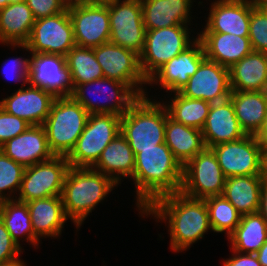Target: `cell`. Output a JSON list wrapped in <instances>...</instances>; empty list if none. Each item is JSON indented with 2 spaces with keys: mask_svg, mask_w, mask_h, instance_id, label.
I'll return each instance as SVG.
<instances>
[{
  "mask_svg": "<svg viewBox=\"0 0 267 266\" xmlns=\"http://www.w3.org/2000/svg\"><path fill=\"white\" fill-rule=\"evenodd\" d=\"M139 215L165 223L169 246L175 253L189 250L212 231L205 200L188 197L180 191L158 197Z\"/></svg>",
  "mask_w": 267,
  "mask_h": 266,
  "instance_id": "6da1fadb",
  "label": "cell"
},
{
  "mask_svg": "<svg viewBox=\"0 0 267 266\" xmlns=\"http://www.w3.org/2000/svg\"><path fill=\"white\" fill-rule=\"evenodd\" d=\"M182 168L165 143L157 148L139 149L131 179L138 214L158 197L180 191Z\"/></svg>",
  "mask_w": 267,
  "mask_h": 266,
  "instance_id": "7a4b0ae2",
  "label": "cell"
},
{
  "mask_svg": "<svg viewBox=\"0 0 267 266\" xmlns=\"http://www.w3.org/2000/svg\"><path fill=\"white\" fill-rule=\"evenodd\" d=\"M118 186L111 177L91 167L70 166L64 180L61 197L65 215L77 228L76 232L95 207L103 203Z\"/></svg>",
  "mask_w": 267,
  "mask_h": 266,
  "instance_id": "3957f363",
  "label": "cell"
},
{
  "mask_svg": "<svg viewBox=\"0 0 267 266\" xmlns=\"http://www.w3.org/2000/svg\"><path fill=\"white\" fill-rule=\"evenodd\" d=\"M166 119L165 106L160 100L153 99L148 91L121 116L120 133L135 156L139 149L157 148V145L165 143Z\"/></svg>",
  "mask_w": 267,
  "mask_h": 266,
  "instance_id": "277c9868",
  "label": "cell"
},
{
  "mask_svg": "<svg viewBox=\"0 0 267 266\" xmlns=\"http://www.w3.org/2000/svg\"><path fill=\"white\" fill-rule=\"evenodd\" d=\"M89 113L72 97H56L45 129L50 150L55 156H67L74 148L87 123Z\"/></svg>",
  "mask_w": 267,
  "mask_h": 266,
  "instance_id": "5b68a950",
  "label": "cell"
},
{
  "mask_svg": "<svg viewBox=\"0 0 267 266\" xmlns=\"http://www.w3.org/2000/svg\"><path fill=\"white\" fill-rule=\"evenodd\" d=\"M71 97L89 114L119 116H123L140 98L127 84L109 78L79 84L73 88Z\"/></svg>",
  "mask_w": 267,
  "mask_h": 266,
  "instance_id": "8992f818",
  "label": "cell"
},
{
  "mask_svg": "<svg viewBox=\"0 0 267 266\" xmlns=\"http://www.w3.org/2000/svg\"><path fill=\"white\" fill-rule=\"evenodd\" d=\"M190 26L180 24L166 28L146 30L145 45L140 55V67L147 80L161 66L185 51L198 39V35L196 37L191 35V33H198L192 31L195 28L190 29Z\"/></svg>",
  "mask_w": 267,
  "mask_h": 266,
  "instance_id": "52a82bcc",
  "label": "cell"
},
{
  "mask_svg": "<svg viewBox=\"0 0 267 266\" xmlns=\"http://www.w3.org/2000/svg\"><path fill=\"white\" fill-rule=\"evenodd\" d=\"M121 116L89 114L74 148L66 156L71 167H92L106 146L120 133Z\"/></svg>",
  "mask_w": 267,
  "mask_h": 266,
  "instance_id": "ba28073f",
  "label": "cell"
},
{
  "mask_svg": "<svg viewBox=\"0 0 267 266\" xmlns=\"http://www.w3.org/2000/svg\"><path fill=\"white\" fill-rule=\"evenodd\" d=\"M225 179L214 152L205 148L183 166L180 192L199 199L219 196L223 194Z\"/></svg>",
  "mask_w": 267,
  "mask_h": 266,
  "instance_id": "9c48e42d",
  "label": "cell"
},
{
  "mask_svg": "<svg viewBox=\"0 0 267 266\" xmlns=\"http://www.w3.org/2000/svg\"><path fill=\"white\" fill-rule=\"evenodd\" d=\"M69 168L66 156H54L50 160L26 167L15 199L27 203L50 196H61Z\"/></svg>",
  "mask_w": 267,
  "mask_h": 266,
  "instance_id": "30bf717a",
  "label": "cell"
},
{
  "mask_svg": "<svg viewBox=\"0 0 267 266\" xmlns=\"http://www.w3.org/2000/svg\"><path fill=\"white\" fill-rule=\"evenodd\" d=\"M104 78L127 84L139 97L145 95L148 80L140 67V56L135 52L107 42L93 48Z\"/></svg>",
  "mask_w": 267,
  "mask_h": 266,
  "instance_id": "8fae6325",
  "label": "cell"
},
{
  "mask_svg": "<svg viewBox=\"0 0 267 266\" xmlns=\"http://www.w3.org/2000/svg\"><path fill=\"white\" fill-rule=\"evenodd\" d=\"M226 178L263 175V146L255 135L217 144L210 148Z\"/></svg>",
  "mask_w": 267,
  "mask_h": 266,
  "instance_id": "7c38bea8",
  "label": "cell"
},
{
  "mask_svg": "<svg viewBox=\"0 0 267 266\" xmlns=\"http://www.w3.org/2000/svg\"><path fill=\"white\" fill-rule=\"evenodd\" d=\"M25 45L30 53L66 56L76 45L73 24L66 8L63 12L35 20Z\"/></svg>",
  "mask_w": 267,
  "mask_h": 266,
  "instance_id": "4fadbf2b",
  "label": "cell"
},
{
  "mask_svg": "<svg viewBox=\"0 0 267 266\" xmlns=\"http://www.w3.org/2000/svg\"><path fill=\"white\" fill-rule=\"evenodd\" d=\"M109 42L141 55L146 29L140 0H121L109 5Z\"/></svg>",
  "mask_w": 267,
  "mask_h": 266,
  "instance_id": "5bb4252c",
  "label": "cell"
},
{
  "mask_svg": "<svg viewBox=\"0 0 267 266\" xmlns=\"http://www.w3.org/2000/svg\"><path fill=\"white\" fill-rule=\"evenodd\" d=\"M74 31L75 44L95 48L110 40L109 5H91L79 0L67 6Z\"/></svg>",
  "mask_w": 267,
  "mask_h": 266,
  "instance_id": "9a60e30c",
  "label": "cell"
},
{
  "mask_svg": "<svg viewBox=\"0 0 267 266\" xmlns=\"http://www.w3.org/2000/svg\"><path fill=\"white\" fill-rule=\"evenodd\" d=\"M206 59L202 42L197 39L190 47L160 67L149 79L148 86L157 85L166 93L179 92ZM153 84V85H152Z\"/></svg>",
  "mask_w": 267,
  "mask_h": 266,
  "instance_id": "2e32d148",
  "label": "cell"
},
{
  "mask_svg": "<svg viewBox=\"0 0 267 266\" xmlns=\"http://www.w3.org/2000/svg\"><path fill=\"white\" fill-rule=\"evenodd\" d=\"M28 83L55 97H71L73 92L66 58L61 55L31 53Z\"/></svg>",
  "mask_w": 267,
  "mask_h": 266,
  "instance_id": "e0dca14e",
  "label": "cell"
},
{
  "mask_svg": "<svg viewBox=\"0 0 267 266\" xmlns=\"http://www.w3.org/2000/svg\"><path fill=\"white\" fill-rule=\"evenodd\" d=\"M256 6V0H213L208 8V17L204 23L206 25L199 32L248 37L250 12Z\"/></svg>",
  "mask_w": 267,
  "mask_h": 266,
  "instance_id": "ac0fdd59",
  "label": "cell"
},
{
  "mask_svg": "<svg viewBox=\"0 0 267 266\" xmlns=\"http://www.w3.org/2000/svg\"><path fill=\"white\" fill-rule=\"evenodd\" d=\"M179 93L184 97L210 103L227 100L231 93L229 69L205 59Z\"/></svg>",
  "mask_w": 267,
  "mask_h": 266,
  "instance_id": "d6986e66",
  "label": "cell"
},
{
  "mask_svg": "<svg viewBox=\"0 0 267 266\" xmlns=\"http://www.w3.org/2000/svg\"><path fill=\"white\" fill-rule=\"evenodd\" d=\"M10 96L0 100V107L30 125H42L49 115L55 96L42 88L31 86L14 90Z\"/></svg>",
  "mask_w": 267,
  "mask_h": 266,
  "instance_id": "ffe728a7",
  "label": "cell"
},
{
  "mask_svg": "<svg viewBox=\"0 0 267 266\" xmlns=\"http://www.w3.org/2000/svg\"><path fill=\"white\" fill-rule=\"evenodd\" d=\"M0 149L25 168L55 156L49 148L42 125H30L25 132L7 141Z\"/></svg>",
  "mask_w": 267,
  "mask_h": 266,
  "instance_id": "44dd1931",
  "label": "cell"
},
{
  "mask_svg": "<svg viewBox=\"0 0 267 266\" xmlns=\"http://www.w3.org/2000/svg\"><path fill=\"white\" fill-rule=\"evenodd\" d=\"M206 148L237 141L246 134L241 129L231 100L211 103L205 124L201 129Z\"/></svg>",
  "mask_w": 267,
  "mask_h": 266,
  "instance_id": "7402d4cb",
  "label": "cell"
},
{
  "mask_svg": "<svg viewBox=\"0 0 267 266\" xmlns=\"http://www.w3.org/2000/svg\"><path fill=\"white\" fill-rule=\"evenodd\" d=\"M197 35L206 59L228 69L253 51L249 37L218 32H199Z\"/></svg>",
  "mask_w": 267,
  "mask_h": 266,
  "instance_id": "603a6c76",
  "label": "cell"
},
{
  "mask_svg": "<svg viewBox=\"0 0 267 266\" xmlns=\"http://www.w3.org/2000/svg\"><path fill=\"white\" fill-rule=\"evenodd\" d=\"M146 30L180 24L194 25L191 8L195 0H140ZM191 10V11H190Z\"/></svg>",
  "mask_w": 267,
  "mask_h": 266,
  "instance_id": "cb8c5ba5",
  "label": "cell"
},
{
  "mask_svg": "<svg viewBox=\"0 0 267 266\" xmlns=\"http://www.w3.org/2000/svg\"><path fill=\"white\" fill-rule=\"evenodd\" d=\"M34 234L40 239H60L69 220L64 212L61 196H50L27 202Z\"/></svg>",
  "mask_w": 267,
  "mask_h": 266,
  "instance_id": "d4e9b609",
  "label": "cell"
},
{
  "mask_svg": "<svg viewBox=\"0 0 267 266\" xmlns=\"http://www.w3.org/2000/svg\"><path fill=\"white\" fill-rule=\"evenodd\" d=\"M135 155L126 138L119 133L103 150L98 161L91 167L111 177L118 185L123 179L133 178Z\"/></svg>",
  "mask_w": 267,
  "mask_h": 266,
  "instance_id": "484cf974",
  "label": "cell"
},
{
  "mask_svg": "<svg viewBox=\"0 0 267 266\" xmlns=\"http://www.w3.org/2000/svg\"><path fill=\"white\" fill-rule=\"evenodd\" d=\"M231 91H267V53L252 51L229 68Z\"/></svg>",
  "mask_w": 267,
  "mask_h": 266,
  "instance_id": "4316f807",
  "label": "cell"
},
{
  "mask_svg": "<svg viewBox=\"0 0 267 266\" xmlns=\"http://www.w3.org/2000/svg\"><path fill=\"white\" fill-rule=\"evenodd\" d=\"M229 99L241 129L256 135L267 115V91H231Z\"/></svg>",
  "mask_w": 267,
  "mask_h": 266,
  "instance_id": "83f0119b",
  "label": "cell"
},
{
  "mask_svg": "<svg viewBox=\"0 0 267 266\" xmlns=\"http://www.w3.org/2000/svg\"><path fill=\"white\" fill-rule=\"evenodd\" d=\"M165 144L182 167L206 148L201 130L174 121L168 113Z\"/></svg>",
  "mask_w": 267,
  "mask_h": 266,
  "instance_id": "f1b7e54d",
  "label": "cell"
},
{
  "mask_svg": "<svg viewBox=\"0 0 267 266\" xmlns=\"http://www.w3.org/2000/svg\"><path fill=\"white\" fill-rule=\"evenodd\" d=\"M34 22L26 1L9 3L0 11V44H25Z\"/></svg>",
  "mask_w": 267,
  "mask_h": 266,
  "instance_id": "f546056e",
  "label": "cell"
},
{
  "mask_svg": "<svg viewBox=\"0 0 267 266\" xmlns=\"http://www.w3.org/2000/svg\"><path fill=\"white\" fill-rule=\"evenodd\" d=\"M264 181L263 175L229 177L222 195L241 215L257 213Z\"/></svg>",
  "mask_w": 267,
  "mask_h": 266,
  "instance_id": "4dcf8cb0",
  "label": "cell"
},
{
  "mask_svg": "<svg viewBox=\"0 0 267 266\" xmlns=\"http://www.w3.org/2000/svg\"><path fill=\"white\" fill-rule=\"evenodd\" d=\"M0 218L19 247L22 245L21 242L26 241L31 247L39 248L42 240L34 234L27 203L16 199L1 201Z\"/></svg>",
  "mask_w": 267,
  "mask_h": 266,
  "instance_id": "1f68e13d",
  "label": "cell"
},
{
  "mask_svg": "<svg viewBox=\"0 0 267 266\" xmlns=\"http://www.w3.org/2000/svg\"><path fill=\"white\" fill-rule=\"evenodd\" d=\"M226 238L231 250L255 254L267 241V225L258 212L241 215L240 223Z\"/></svg>",
  "mask_w": 267,
  "mask_h": 266,
  "instance_id": "d6a6232c",
  "label": "cell"
},
{
  "mask_svg": "<svg viewBox=\"0 0 267 266\" xmlns=\"http://www.w3.org/2000/svg\"><path fill=\"white\" fill-rule=\"evenodd\" d=\"M167 98L169 99L165 101V97L161 102L171 119L198 130L203 128L211 106L210 102L184 97L179 92L171 93Z\"/></svg>",
  "mask_w": 267,
  "mask_h": 266,
  "instance_id": "836d02e7",
  "label": "cell"
},
{
  "mask_svg": "<svg viewBox=\"0 0 267 266\" xmlns=\"http://www.w3.org/2000/svg\"><path fill=\"white\" fill-rule=\"evenodd\" d=\"M73 88L79 84L104 78L93 48L75 45L65 56Z\"/></svg>",
  "mask_w": 267,
  "mask_h": 266,
  "instance_id": "e575fe53",
  "label": "cell"
},
{
  "mask_svg": "<svg viewBox=\"0 0 267 266\" xmlns=\"http://www.w3.org/2000/svg\"><path fill=\"white\" fill-rule=\"evenodd\" d=\"M204 200L212 232L224 233L228 237L240 223L241 214L223 195L211 196Z\"/></svg>",
  "mask_w": 267,
  "mask_h": 266,
  "instance_id": "d590c367",
  "label": "cell"
},
{
  "mask_svg": "<svg viewBox=\"0 0 267 266\" xmlns=\"http://www.w3.org/2000/svg\"><path fill=\"white\" fill-rule=\"evenodd\" d=\"M24 171L23 165L13 161L0 149V202L16 198Z\"/></svg>",
  "mask_w": 267,
  "mask_h": 266,
  "instance_id": "8d00e7d4",
  "label": "cell"
},
{
  "mask_svg": "<svg viewBox=\"0 0 267 266\" xmlns=\"http://www.w3.org/2000/svg\"><path fill=\"white\" fill-rule=\"evenodd\" d=\"M7 47H10L9 49L16 48L18 47L19 49L21 48L24 51L28 52L27 58L24 56L20 57H10V59H6L5 62L3 61V67L1 69L3 76L7 78L6 80H9L12 82L16 81L22 82L21 83V88L26 86L29 82V67H30V51L29 47L25 44H6Z\"/></svg>",
  "mask_w": 267,
  "mask_h": 266,
  "instance_id": "74e56055",
  "label": "cell"
},
{
  "mask_svg": "<svg viewBox=\"0 0 267 266\" xmlns=\"http://www.w3.org/2000/svg\"><path fill=\"white\" fill-rule=\"evenodd\" d=\"M248 37L253 51L267 53V13L258 5L250 12Z\"/></svg>",
  "mask_w": 267,
  "mask_h": 266,
  "instance_id": "f35d334b",
  "label": "cell"
},
{
  "mask_svg": "<svg viewBox=\"0 0 267 266\" xmlns=\"http://www.w3.org/2000/svg\"><path fill=\"white\" fill-rule=\"evenodd\" d=\"M30 124L25 120L6 112L0 107V147L10 139L25 132Z\"/></svg>",
  "mask_w": 267,
  "mask_h": 266,
  "instance_id": "ab89813d",
  "label": "cell"
},
{
  "mask_svg": "<svg viewBox=\"0 0 267 266\" xmlns=\"http://www.w3.org/2000/svg\"><path fill=\"white\" fill-rule=\"evenodd\" d=\"M24 248L19 247L11 238L10 233L0 218V264H6L15 260H20Z\"/></svg>",
  "mask_w": 267,
  "mask_h": 266,
  "instance_id": "60d3db41",
  "label": "cell"
},
{
  "mask_svg": "<svg viewBox=\"0 0 267 266\" xmlns=\"http://www.w3.org/2000/svg\"><path fill=\"white\" fill-rule=\"evenodd\" d=\"M35 20L63 12L69 0H26Z\"/></svg>",
  "mask_w": 267,
  "mask_h": 266,
  "instance_id": "b9f144b4",
  "label": "cell"
},
{
  "mask_svg": "<svg viewBox=\"0 0 267 266\" xmlns=\"http://www.w3.org/2000/svg\"><path fill=\"white\" fill-rule=\"evenodd\" d=\"M231 251L233 253L231 257L224 258V261L221 262L223 266H262L255 254Z\"/></svg>",
  "mask_w": 267,
  "mask_h": 266,
  "instance_id": "7bdbcfd3",
  "label": "cell"
},
{
  "mask_svg": "<svg viewBox=\"0 0 267 266\" xmlns=\"http://www.w3.org/2000/svg\"><path fill=\"white\" fill-rule=\"evenodd\" d=\"M258 213L263 217L267 225V182L264 181L260 190Z\"/></svg>",
  "mask_w": 267,
  "mask_h": 266,
  "instance_id": "ee69618b",
  "label": "cell"
},
{
  "mask_svg": "<svg viewBox=\"0 0 267 266\" xmlns=\"http://www.w3.org/2000/svg\"><path fill=\"white\" fill-rule=\"evenodd\" d=\"M256 139L260 142L263 148H267V115L264 119L263 125L255 135Z\"/></svg>",
  "mask_w": 267,
  "mask_h": 266,
  "instance_id": "f6af8a7d",
  "label": "cell"
},
{
  "mask_svg": "<svg viewBox=\"0 0 267 266\" xmlns=\"http://www.w3.org/2000/svg\"><path fill=\"white\" fill-rule=\"evenodd\" d=\"M255 255L262 266H267V241L261 246Z\"/></svg>",
  "mask_w": 267,
  "mask_h": 266,
  "instance_id": "bcb514c9",
  "label": "cell"
},
{
  "mask_svg": "<svg viewBox=\"0 0 267 266\" xmlns=\"http://www.w3.org/2000/svg\"><path fill=\"white\" fill-rule=\"evenodd\" d=\"M79 1L91 4V5L108 6L121 0H79Z\"/></svg>",
  "mask_w": 267,
  "mask_h": 266,
  "instance_id": "7dc6e473",
  "label": "cell"
},
{
  "mask_svg": "<svg viewBox=\"0 0 267 266\" xmlns=\"http://www.w3.org/2000/svg\"><path fill=\"white\" fill-rule=\"evenodd\" d=\"M263 178L267 182V148L263 150Z\"/></svg>",
  "mask_w": 267,
  "mask_h": 266,
  "instance_id": "c3c4849f",
  "label": "cell"
},
{
  "mask_svg": "<svg viewBox=\"0 0 267 266\" xmlns=\"http://www.w3.org/2000/svg\"><path fill=\"white\" fill-rule=\"evenodd\" d=\"M26 261L24 263V260L22 261V259L20 260H15L13 262L10 263H6V264H0V266H26Z\"/></svg>",
  "mask_w": 267,
  "mask_h": 266,
  "instance_id": "681fc988",
  "label": "cell"
},
{
  "mask_svg": "<svg viewBox=\"0 0 267 266\" xmlns=\"http://www.w3.org/2000/svg\"><path fill=\"white\" fill-rule=\"evenodd\" d=\"M267 13V2H256Z\"/></svg>",
  "mask_w": 267,
  "mask_h": 266,
  "instance_id": "f907efd6",
  "label": "cell"
},
{
  "mask_svg": "<svg viewBox=\"0 0 267 266\" xmlns=\"http://www.w3.org/2000/svg\"><path fill=\"white\" fill-rule=\"evenodd\" d=\"M9 0H0V11L9 4Z\"/></svg>",
  "mask_w": 267,
  "mask_h": 266,
  "instance_id": "816d5d0a",
  "label": "cell"
},
{
  "mask_svg": "<svg viewBox=\"0 0 267 266\" xmlns=\"http://www.w3.org/2000/svg\"><path fill=\"white\" fill-rule=\"evenodd\" d=\"M26 0H9L10 3H22Z\"/></svg>",
  "mask_w": 267,
  "mask_h": 266,
  "instance_id": "f5cc1de1",
  "label": "cell"
},
{
  "mask_svg": "<svg viewBox=\"0 0 267 266\" xmlns=\"http://www.w3.org/2000/svg\"><path fill=\"white\" fill-rule=\"evenodd\" d=\"M256 2H267V0H256Z\"/></svg>",
  "mask_w": 267,
  "mask_h": 266,
  "instance_id": "db71d44e",
  "label": "cell"
}]
</instances>
